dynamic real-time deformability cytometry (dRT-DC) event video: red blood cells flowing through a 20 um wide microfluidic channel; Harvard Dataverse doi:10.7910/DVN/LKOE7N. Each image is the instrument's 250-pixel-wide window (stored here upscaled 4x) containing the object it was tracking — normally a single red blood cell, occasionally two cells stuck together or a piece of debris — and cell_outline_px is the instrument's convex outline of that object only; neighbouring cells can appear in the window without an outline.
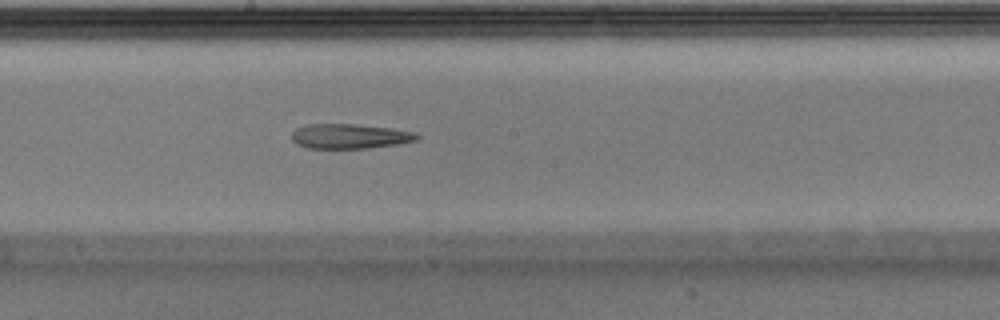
{"species": "Egyptian fruit bat (a non-hibernating species)", "species_latin": "Rousettus aegyptiacus", "temperature_condition": "warm", "stored_images_in_passage": 31, "camera_frame_rate_fps": 3000, "um_per_image_px": 0.085, "animal": {"sex": "male"}, "frame": {"image": 1, "passage_image": 14, "time_ms": 4.333, "image_size_px": [1000, 320], "cell_outline_px": [[420, 136], [416, 140], [400, 144], [368, 148], [308, 148], [296, 144], [292, 140], [292, 132], [296, 128], [308, 124], [352, 124], [392, 128], [416, 132]], "centroid_in_image_um": [29.74, 11.58], "position_along_channel_um": 218.5, "area_um2": 18.15}}
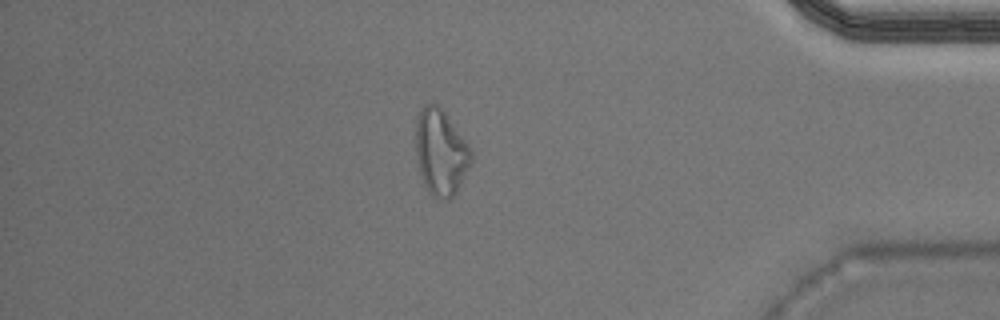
{"frame": {"image": 2, "passage_image": 27, "time_ms": 8.667, "image_size_px": [1000, 320], "cell_outline_px": [[472, 160], [456, 192], [448, 200], [436, 200], [432, 196], [424, 184], [420, 172], [416, 156], [416, 120], [420, 108], [424, 104], [436, 104], [444, 112], [468, 144], [472, 152]], "centroid_in_image_um": [37.44, 12.96], "position_along_channel_um": 397.8, "area_um2": 27.51}}